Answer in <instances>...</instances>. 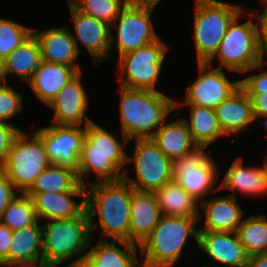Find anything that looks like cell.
Masks as SVG:
<instances>
[{
    "instance_id": "cell-1",
    "label": "cell",
    "mask_w": 267,
    "mask_h": 267,
    "mask_svg": "<svg viewBox=\"0 0 267 267\" xmlns=\"http://www.w3.org/2000/svg\"><path fill=\"white\" fill-rule=\"evenodd\" d=\"M132 187L125 180L86 183L85 208L91 234L98 216L102 236L130 242V204Z\"/></svg>"
},
{
    "instance_id": "cell-2",
    "label": "cell",
    "mask_w": 267,
    "mask_h": 267,
    "mask_svg": "<svg viewBox=\"0 0 267 267\" xmlns=\"http://www.w3.org/2000/svg\"><path fill=\"white\" fill-rule=\"evenodd\" d=\"M121 131L131 139L151 138L181 103L160 91L128 89L120 86Z\"/></svg>"
},
{
    "instance_id": "cell-3",
    "label": "cell",
    "mask_w": 267,
    "mask_h": 267,
    "mask_svg": "<svg viewBox=\"0 0 267 267\" xmlns=\"http://www.w3.org/2000/svg\"><path fill=\"white\" fill-rule=\"evenodd\" d=\"M122 139L121 143L112 132L93 121L85 127V140L77 168V175L82 185L86 186L84 178L91 173L97 176L98 182L124 179L127 170L123 167L128 164L125 148L129 140L124 134Z\"/></svg>"
},
{
    "instance_id": "cell-4",
    "label": "cell",
    "mask_w": 267,
    "mask_h": 267,
    "mask_svg": "<svg viewBox=\"0 0 267 267\" xmlns=\"http://www.w3.org/2000/svg\"><path fill=\"white\" fill-rule=\"evenodd\" d=\"M93 241L86 208L77 216L42 224V250L46 264L60 266L75 258L66 267H81L87 253L84 251Z\"/></svg>"
},
{
    "instance_id": "cell-5",
    "label": "cell",
    "mask_w": 267,
    "mask_h": 267,
    "mask_svg": "<svg viewBox=\"0 0 267 267\" xmlns=\"http://www.w3.org/2000/svg\"><path fill=\"white\" fill-rule=\"evenodd\" d=\"M199 217L162 215L151 233L139 245L142 267H174L189 237L198 244Z\"/></svg>"
},
{
    "instance_id": "cell-6",
    "label": "cell",
    "mask_w": 267,
    "mask_h": 267,
    "mask_svg": "<svg viewBox=\"0 0 267 267\" xmlns=\"http://www.w3.org/2000/svg\"><path fill=\"white\" fill-rule=\"evenodd\" d=\"M194 43L197 64L207 63L217 52L232 20L244 8L220 0H194Z\"/></svg>"
},
{
    "instance_id": "cell-7",
    "label": "cell",
    "mask_w": 267,
    "mask_h": 267,
    "mask_svg": "<svg viewBox=\"0 0 267 267\" xmlns=\"http://www.w3.org/2000/svg\"><path fill=\"white\" fill-rule=\"evenodd\" d=\"M243 10L230 23L228 30L219 44L215 55L207 62L212 67L211 61L218 56L220 65L216 68L228 69L239 73H248L263 67L258 47V34L256 23L253 18L239 23L241 16L245 15Z\"/></svg>"
},
{
    "instance_id": "cell-8",
    "label": "cell",
    "mask_w": 267,
    "mask_h": 267,
    "mask_svg": "<svg viewBox=\"0 0 267 267\" xmlns=\"http://www.w3.org/2000/svg\"><path fill=\"white\" fill-rule=\"evenodd\" d=\"M50 165L41 138L36 133L31 135L21 130L11 143L0 169L17 192L26 193L38 175Z\"/></svg>"
},
{
    "instance_id": "cell-9",
    "label": "cell",
    "mask_w": 267,
    "mask_h": 267,
    "mask_svg": "<svg viewBox=\"0 0 267 267\" xmlns=\"http://www.w3.org/2000/svg\"><path fill=\"white\" fill-rule=\"evenodd\" d=\"M168 49V45L160 37L153 43L120 56L118 81L121 87L160 91L156 89V83Z\"/></svg>"
},
{
    "instance_id": "cell-10",
    "label": "cell",
    "mask_w": 267,
    "mask_h": 267,
    "mask_svg": "<svg viewBox=\"0 0 267 267\" xmlns=\"http://www.w3.org/2000/svg\"><path fill=\"white\" fill-rule=\"evenodd\" d=\"M154 9L155 6L141 5L130 0L121 10L112 23L114 25H110V49L115 46L118 50V57L160 38L151 20ZM112 28L117 30V37L112 34Z\"/></svg>"
},
{
    "instance_id": "cell-11",
    "label": "cell",
    "mask_w": 267,
    "mask_h": 267,
    "mask_svg": "<svg viewBox=\"0 0 267 267\" xmlns=\"http://www.w3.org/2000/svg\"><path fill=\"white\" fill-rule=\"evenodd\" d=\"M135 150L133 156L127 157L128 163L134 164L135 177L127 176L124 179L134 190L154 192L164 184L173 180V161L169 159L151 140L134 139Z\"/></svg>"
},
{
    "instance_id": "cell-12",
    "label": "cell",
    "mask_w": 267,
    "mask_h": 267,
    "mask_svg": "<svg viewBox=\"0 0 267 267\" xmlns=\"http://www.w3.org/2000/svg\"><path fill=\"white\" fill-rule=\"evenodd\" d=\"M198 146L173 161V180L176 181L199 203L217 185V163L211 157V151Z\"/></svg>"
},
{
    "instance_id": "cell-13",
    "label": "cell",
    "mask_w": 267,
    "mask_h": 267,
    "mask_svg": "<svg viewBox=\"0 0 267 267\" xmlns=\"http://www.w3.org/2000/svg\"><path fill=\"white\" fill-rule=\"evenodd\" d=\"M42 140L51 165L77 170L85 140V127L52 124L35 132Z\"/></svg>"
},
{
    "instance_id": "cell-14",
    "label": "cell",
    "mask_w": 267,
    "mask_h": 267,
    "mask_svg": "<svg viewBox=\"0 0 267 267\" xmlns=\"http://www.w3.org/2000/svg\"><path fill=\"white\" fill-rule=\"evenodd\" d=\"M198 70V77L186 89L182 106L195 105L215 109L240 87V80L231 81L223 69L198 63Z\"/></svg>"
},
{
    "instance_id": "cell-15",
    "label": "cell",
    "mask_w": 267,
    "mask_h": 267,
    "mask_svg": "<svg viewBox=\"0 0 267 267\" xmlns=\"http://www.w3.org/2000/svg\"><path fill=\"white\" fill-rule=\"evenodd\" d=\"M68 6L75 33L71 35L79 54L82 51L78 43L81 42L92 57L94 65L97 66L107 57L112 60L109 53L112 52L110 50L111 26L105 21L77 11L69 2Z\"/></svg>"
},
{
    "instance_id": "cell-16",
    "label": "cell",
    "mask_w": 267,
    "mask_h": 267,
    "mask_svg": "<svg viewBox=\"0 0 267 267\" xmlns=\"http://www.w3.org/2000/svg\"><path fill=\"white\" fill-rule=\"evenodd\" d=\"M81 74L79 72L47 105L54 111L53 124L86 127L92 121L86 115L89 98L81 84Z\"/></svg>"
},
{
    "instance_id": "cell-17",
    "label": "cell",
    "mask_w": 267,
    "mask_h": 267,
    "mask_svg": "<svg viewBox=\"0 0 267 267\" xmlns=\"http://www.w3.org/2000/svg\"><path fill=\"white\" fill-rule=\"evenodd\" d=\"M216 267H246L248 254L240 242L237 232H212L199 230L198 244Z\"/></svg>"
},
{
    "instance_id": "cell-18",
    "label": "cell",
    "mask_w": 267,
    "mask_h": 267,
    "mask_svg": "<svg viewBox=\"0 0 267 267\" xmlns=\"http://www.w3.org/2000/svg\"><path fill=\"white\" fill-rule=\"evenodd\" d=\"M242 157L233 161L223 177L221 184L213 190L217 192L222 189H229L231 195L236 198V192L248 196L267 195V167L263 166H244Z\"/></svg>"
},
{
    "instance_id": "cell-19",
    "label": "cell",
    "mask_w": 267,
    "mask_h": 267,
    "mask_svg": "<svg viewBox=\"0 0 267 267\" xmlns=\"http://www.w3.org/2000/svg\"><path fill=\"white\" fill-rule=\"evenodd\" d=\"M237 197L223 195L202 200L200 207L204 212V225L199 230L212 232H237L244 217V211Z\"/></svg>"
},
{
    "instance_id": "cell-20",
    "label": "cell",
    "mask_w": 267,
    "mask_h": 267,
    "mask_svg": "<svg viewBox=\"0 0 267 267\" xmlns=\"http://www.w3.org/2000/svg\"><path fill=\"white\" fill-rule=\"evenodd\" d=\"M91 244L81 267H142L141 261L137 259L139 246L135 243L125 240H112L109 243L107 239L102 238L99 244L94 246Z\"/></svg>"
},
{
    "instance_id": "cell-21",
    "label": "cell",
    "mask_w": 267,
    "mask_h": 267,
    "mask_svg": "<svg viewBox=\"0 0 267 267\" xmlns=\"http://www.w3.org/2000/svg\"><path fill=\"white\" fill-rule=\"evenodd\" d=\"M33 34L39 42L43 61L72 66L82 72L80 65L76 64L79 52L69 26L51 27L43 32L33 29Z\"/></svg>"
},
{
    "instance_id": "cell-22",
    "label": "cell",
    "mask_w": 267,
    "mask_h": 267,
    "mask_svg": "<svg viewBox=\"0 0 267 267\" xmlns=\"http://www.w3.org/2000/svg\"><path fill=\"white\" fill-rule=\"evenodd\" d=\"M79 72L72 66L43 61L27 83L34 95L47 106Z\"/></svg>"
},
{
    "instance_id": "cell-23",
    "label": "cell",
    "mask_w": 267,
    "mask_h": 267,
    "mask_svg": "<svg viewBox=\"0 0 267 267\" xmlns=\"http://www.w3.org/2000/svg\"><path fill=\"white\" fill-rule=\"evenodd\" d=\"M215 112L226 137L244 132L255 122L251 99L241 86L218 105Z\"/></svg>"
},
{
    "instance_id": "cell-24",
    "label": "cell",
    "mask_w": 267,
    "mask_h": 267,
    "mask_svg": "<svg viewBox=\"0 0 267 267\" xmlns=\"http://www.w3.org/2000/svg\"><path fill=\"white\" fill-rule=\"evenodd\" d=\"M161 211L153 192L132 188L130 204V242L138 246L159 222Z\"/></svg>"
},
{
    "instance_id": "cell-25",
    "label": "cell",
    "mask_w": 267,
    "mask_h": 267,
    "mask_svg": "<svg viewBox=\"0 0 267 267\" xmlns=\"http://www.w3.org/2000/svg\"><path fill=\"white\" fill-rule=\"evenodd\" d=\"M74 197H82L79 203ZM86 192H42L36 193L33 203L38 220H53L71 218L79 215L85 209Z\"/></svg>"
},
{
    "instance_id": "cell-26",
    "label": "cell",
    "mask_w": 267,
    "mask_h": 267,
    "mask_svg": "<svg viewBox=\"0 0 267 267\" xmlns=\"http://www.w3.org/2000/svg\"><path fill=\"white\" fill-rule=\"evenodd\" d=\"M166 122L167 120L154 133L151 140L169 159L172 161L179 159L198 147L183 117Z\"/></svg>"
},
{
    "instance_id": "cell-27",
    "label": "cell",
    "mask_w": 267,
    "mask_h": 267,
    "mask_svg": "<svg viewBox=\"0 0 267 267\" xmlns=\"http://www.w3.org/2000/svg\"><path fill=\"white\" fill-rule=\"evenodd\" d=\"M155 198L159 205L161 215L175 217H199L203 219L199 210V202L194 199L176 181L172 180L156 189Z\"/></svg>"
},
{
    "instance_id": "cell-28",
    "label": "cell",
    "mask_w": 267,
    "mask_h": 267,
    "mask_svg": "<svg viewBox=\"0 0 267 267\" xmlns=\"http://www.w3.org/2000/svg\"><path fill=\"white\" fill-rule=\"evenodd\" d=\"M43 57L39 42L32 33L19 47L3 60V71L7 76H17L21 81L28 82L35 70L41 66Z\"/></svg>"
},
{
    "instance_id": "cell-29",
    "label": "cell",
    "mask_w": 267,
    "mask_h": 267,
    "mask_svg": "<svg viewBox=\"0 0 267 267\" xmlns=\"http://www.w3.org/2000/svg\"><path fill=\"white\" fill-rule=\"evenodd\" d=\"M86 192V186L79 181L77 170L62 165H50L36 178L26 192L31 198L42 192Z\"/></svg>"
},
{
    "instance_id": "cell-30",
    "label": "cell",
    "mask_w": 267,
    "mask_h": 267,
    "mask_svg": "<svg viewBox=\"0 0 267 267\" xmlns=\"http://www.w3.org/2000/svg\"><path fill=\"white\" fill-rule=\"evenodd\" d=\"M11 243L8 255L0 263V267L13 262L43 260L42 225L37 222L15 230Z\"/></svg>"
},
{
    "instance_id": "cell-31",
    "label": "cell",
    "mask_w": 267,
    "mask_h": 267,
    "mask_svg": "<svg viewBox=\"0 0 267 267\" xmlns=\"http://www.w3.org/2000/svg\"><path fill=\"white\" fill-rule=\"evenodd\" d=\"M190 106V117L183 118L186 122L193 141L198 146L208 147L216 142L220 136L225 137L219 120L217 119L215 109L207 107Z\"/></svg>"
},
{
    "instance_id": "cell-32",
    "label": "cell",
    "mask_w": 267,
    "mask_h": 267,
    "mask_svg": "<svg viewBox=\"0 0 267 267\" xmlns=\"http://www.w3.org/2000/svg\"><path fill=\"white\" fill-rule=\"evenodd\" d=\"M240 242L248 256L267 253L266 215H250L243 219L237 230Z\"/></svg>"
},
{
    "instance_id": "cell-33",
    "label": "cell",
    "mask_w": 267,
    "mask_h": 267,
    "mask_svg": "<svg viewBox=\"0 0 267 267\" xmlns=\"http://www.w3.org/2000/svg\"><path fill=\"white\" fill-rule=\"evenodd\" d=\"M3 210L0 222L12 231L39 223L33 200L26 193H19Z\"/></svg>"
},
{
    "instance_id": "cell-34",
    "label": "cell",
    "mask_w": 267,
    "mask_h": 267,
    "mask_svg": "<svg viewBox=\"0 0 267 267\" xmlns=\"http://www.w3.org/2000/svg\"><path fill=\"white\" fill-rule=\"evenodd\" d=\"M130 0H68L77 11L112 25Z\"/></svg>"
},
{
    "instance_id": "cell-35",
    "label": "cell",
    "mask_w": 267,
    "mask_h": 267,
    "mask_svg": "<svg viewBox=\"0 0 267 267\" xmlns=\"http://www.w3.org/2000/svg\"><path fill=\"white\" fill-rule=\"evenodd\" d=\"M32 33V28L26 27L16 20L0 18V60L3 61Z\"/></svg>"
},
{
    "instance_id": "cell-36",
    "label": "cell",
    "mask_w": 267,
    "mask_h": 267,
    "mask_svg": "<svg viewBox=\"0 0 267 267\" xmlns=\"http://www.w3.org/2000/svg\"><path fill=\"white\" fill-rule=\"evenodd\" d=\"M24 107L22 95L13 89L7 82L0 85V122L14 125V122H7Z\"/></svg>"
},
{
    "instance_id": "cell-37",
    "label": "cell",
    "mask_w": 267,
    "mask_h": 267,
    "mask_svg": "<svg viewBox=\"0 0 267 267\" xmlns=\"http://www.w3.org/2000/svg\"><path fill=\"white\" fill-rule=\"evenodd\" d=\"M263 3V4H262ZM261 4L265 7V10L257 15L254 13H249L247 15L254 17L257 27L258 34V47L261 59L265 61L264 56L267 58V1L261 2Z\"/></svg>"
},
{
    "instance_id": "cell-38",
    "label": "cell",
    "mask_w": 267,
    "mask_h": 267,
    "mask_svg": "<svg viewBox=\"0 0 267 267\" xmlns=\"http://www.w3.org/2000/svg\"><path fill=\"white\" fill-rule=\"evenodd\" d=\"M20 131L21 129L12 124L0 122V166L4 163L11 143Z\"/></svg>"
},
{
    "instance_id": "cell-39",
    "label": "cell",
    "mask_w": 267,
    "mask_h": 267,
    "mask_svg": "<svg viewBox=\"0 0 267 267\" xmlns=\"http://www.w3.org/2000/svg\"><path fill=\"white\" fill-rule=\"evenodd\" d=\"M240 86L246 93H263V95H267V70L240 79Z\"/></svg>"
},
{
    "instance_id": "cell-40",
    "label": "cell",
    "mask_w": 267,
    "mask_h": 267,
    "mask_svg": "<svg viewBox=\"0 0 267 267\" xmlns=\"http://www.w3.org/2000/svg\"><path fill=\"white\" fill-rule=\"evenodd\" d=\"M11 181L8 179L6 174L0 169V217L3 210L8 206V204L13 200V198L18 195V192Z\"/></svg>"
},
{
    "instance_id": "cell-41",
    "label": "cell",
    "mask_w": 267,
    "mask_h": 267,
    "mask_svg": "<svg viewBox=\"0 0 267 267\" xmlns=\"http://www.w3.org/2000/svg\"><path fill=\"white\" fill-rule=\"evenodd\" d=\"M251 99L252 112L255 121L262 115H267V95L263 93H247Z\"/></svg>"
},
{
    "instance_id": "cell-42",
    "label": "cell",
    "mask_w": 267,
    "mask_h": 267,
    "mask_svg": "<svg viewBox=\"0 0 267 267\" xmlns=\"http://www.w3.org/2000/svg\"><path fill=\"white\" fill-rule=\"evenodd\" d=\"M13 233L6 225L0 222V263L7 257L12 244Z\"/></svg>"
},
{
    "instance_id": "cell-43",
    "label": "cell",
    "mask_w": 267,
    "mask_h": 267,
    "mask_svg": "<svg viewBox=\"0 0 267 267\" xmlns=\"http://www.w3.org/2000/svg\"><path fill=\"white\" fill-rule=\"evenodd\" d=\"M5 266L15 267H57L55 265L46 264L44 260L20 261L6 264Z\"/></svg>"
},
{
    "instance_id": "cell-44",
    "label": "cell",
    "mask_w": 267,
    "mask_h": 267,
    "mask_svg": "<svg viewBox=\"0 0 267 267\" xmlns=\"http://www.w3.org/2000/svg\"><path fill=\"white\" fill-rule=\"evenodd\" d=\"M246 267H267V253L250 256Z\"/></svg>"
},
{
    "instance_id": "cell-45",
    "label": "cell",
    "mask_w": 267,
    "mask_h": 267,
    "mask_svg": "<svg viewBox=\"0 0 267 267\" xmlns=\"http://www.w3.org/2000/svg\"><path fill=\"white\" fill-rule=\"evenodd\" d=\"M133 2L141 5L155 6L162 0H132Z\"/></svg>"
},
{
    "instance_id": "cell-46",
    "label": "cell",
    "mask_w": 267,
    "mask_h": 267,
    "mask_svg": "<svg viewBox=\"0 0 267 267\" xmlns=\"http://www.w3.org/2000/svg\"><path fill=\"white\" fill-rule=\"evenodd\" d=\"M5 82H6V79H5L4 71H3V61L0 60V85Z\"/></svg>"
},
{
    "instance_id": "cell-47",
    "label": "cell",
    "mask_w": 267,
    "mask_h": 267,
    "mask_svg": "<svg viewBox=\"0 0 267 267\" xmlns=\"http://www.w3.org/2000/svg\"><path fill=\"white\" fill-rule=\"evenodd\" d=\"M261 117L263 118L264 117V119H266V120H264L263 121V125L265 126V128H266V130H267V115H262V116H260L259 118H257L258 119V121L261 119Z\"/></svg>"
},
{
    "instance_id": "cell-48",
    "label": "cell",
    "mask_w": 267,
    "mask_h": 267,
    "mask_svg": "<svg viewBox=\"0 0 267 267\" xmlns=\"http://www.w3.org/2000/svg\"><path fill=\"white\" fill-rule=\"evenodd\" d=\"M264 163H265V165H266V167H267V154H266V156L264 157Z\"/></svg>"
},
{
    "instance_id": "cell-49",
    "label": "cell",
    "mask_w": 267,
    "mask_h": 267,
    "mask_svg": "<svg viewBox=\"0 0 267 267\" xmlns=\"http://www.w3.org/2000/svg\"><path fill=\"white\" fill-rule=\"evenodd\" d=\"M201 267H212V266H209V265H203V266H201ZM213 267H216V266H213Z\"/></svg>"
}]
</instances>
